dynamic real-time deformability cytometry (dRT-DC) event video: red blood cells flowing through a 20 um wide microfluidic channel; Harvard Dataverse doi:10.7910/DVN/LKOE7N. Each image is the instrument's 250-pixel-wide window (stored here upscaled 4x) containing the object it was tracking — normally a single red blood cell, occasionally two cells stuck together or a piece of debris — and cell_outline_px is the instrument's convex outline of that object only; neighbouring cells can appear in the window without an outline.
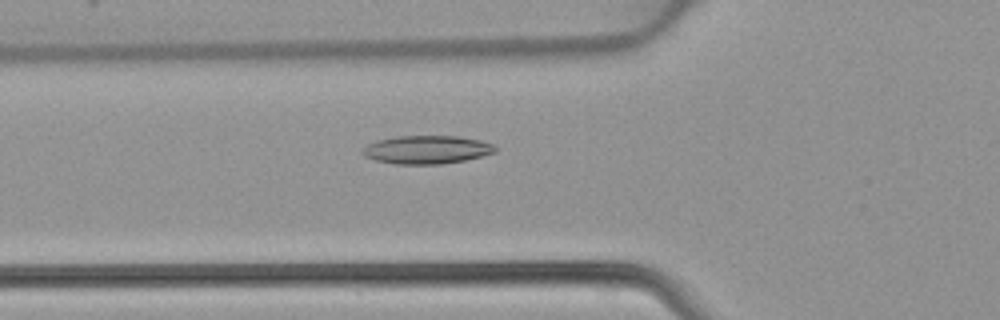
{"species": "common noctule bat (a hibernating species)", "species_latin": "Nyctalus noctula", "temperature_condition": "warm", "stored_images_in_passage": 47, "camera_frame_rate_fps": 3000, "um_per_image_px": 0.085, "animal": {"sex": "female", "body_mass_g": 22.7, "forearm_length_mm": 54.2}, "frame": {"image": 1, "passage_image": 17, "time_ms": 5.333, "image_size_px": [1000, 320], "cell_outline_px": [[496, 152], [464, 160], [440, 164], [396, 164], [376, 160], [364, 156], [360, 152], [368, 144], [376, 140], [396, 136], [456, 136], [480, 140], [492, 144], [496, 148]], "centroid_in_image_um": [36.24, 12.72], "position_along_channel_um": 89.6, "area_um2": 21.73}}
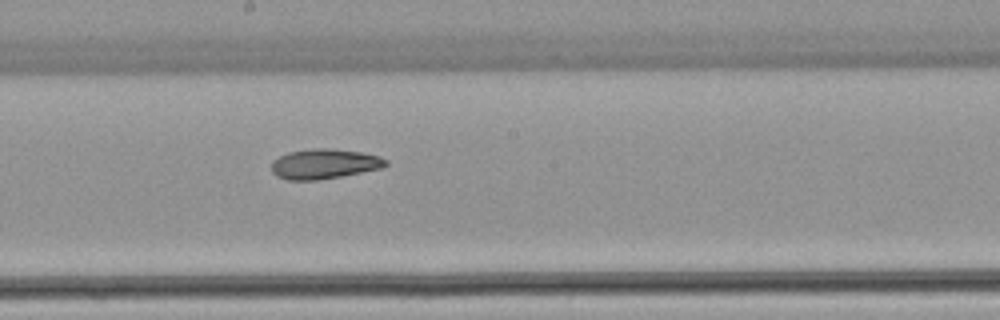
{"frame": {"image": 2, "passage_image": 26, "time_ms": 8.333, "image_size_px": [1000, 320], "cell_outline_px": [[388, 164], [384, 168], [320, 180], [288, 180], [276, 176], [272, 172], [272, 160], [288, 152], [312, 148], [328, 148], [360, 152], [380, 156], [388, 160]], "centroid_in_image_um": [27.58, 13.93], "position_along_channel_um": 220.6, "area_um2": 20.11}}
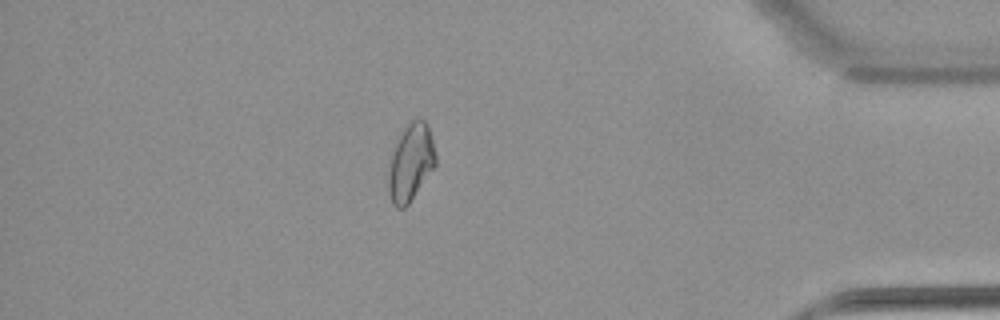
{"frame": {"image": 3, "passage_image": 41, "time_ms": 13.333, "image_size_px": [1000, 320], "cell_outline_px": [[436, 164], [408, 204], [404, 208], [396, 208], [392, 204], [388, 192], [388, 172], [392, 148], [400, 132], [412, 120], [420, 116], [428, 124], [432, 136], [436, 156]], "centroid_in_image_um": [34.89, 13.77], "position_along_channel_um": 400.3, "area_um2": 21.5}}